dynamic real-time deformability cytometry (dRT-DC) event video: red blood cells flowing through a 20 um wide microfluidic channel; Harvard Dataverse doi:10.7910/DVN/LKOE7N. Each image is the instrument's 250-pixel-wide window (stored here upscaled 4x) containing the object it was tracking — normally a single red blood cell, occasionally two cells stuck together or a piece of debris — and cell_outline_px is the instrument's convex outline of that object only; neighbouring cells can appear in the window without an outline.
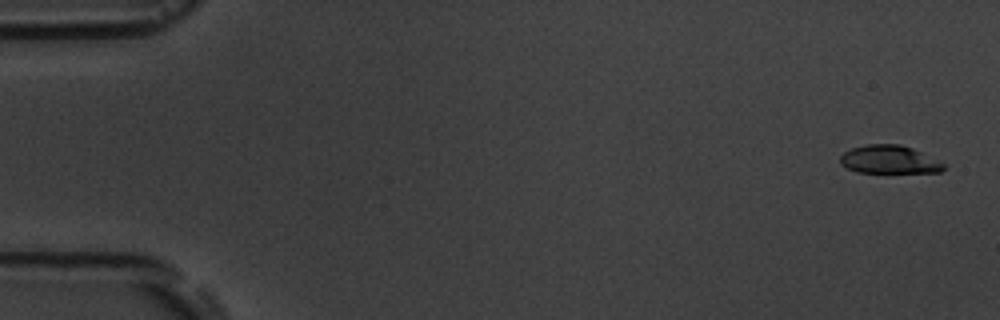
{"species": "common noctule bat (a hibernating species)", "species_latin": "Nyctalus noctula", "temperature_condition": "room temperature", "stored_images_in_passage": 10, "camera_frame_rate_fps": 3000, "um_per_image_px": 0.085, "animal": {"sex": "male", "body_mass_g": 19.5, "forearm_length_mm": 54.6}, "frame": {"image": 1, "passage_image": 1, "time_ms": 0.0, "image_size_px": [1000, 320], "cell_outline_px": [[944, 168], [940, 172], [856, 172], [840, 164], [840, 156], [844, 152], [852, 148], [868, 144], [900, 144], [912, 148], [940, 160], [944, 164]], "centroid_in_image_um": [75.59, 13.56], "position_along_channel_um": 9.4, "area_um2": 16.94}}
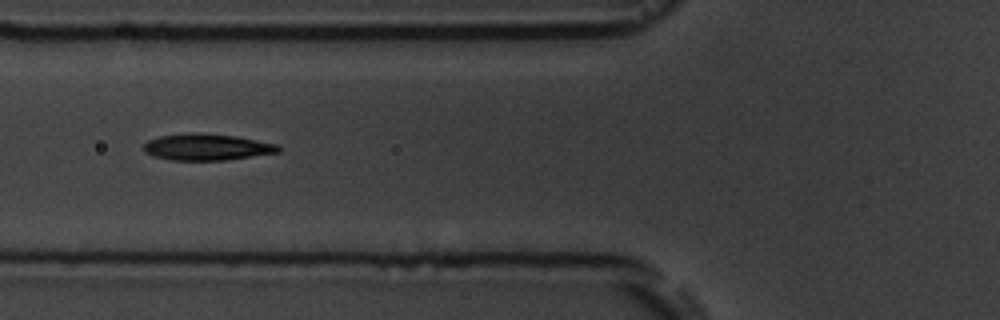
{"frame": {"image": 2, "passage_image": 7, "time_ms": 6.667, "image_size_px": [1000, 320], "cell_outline_px": [[280, 152], [228, 160], [172, 160], [152, 156], [144, 152], [144, 144], [148, 140], [160, 136], [188, 132], [200, 132], [236, 136], [280, 144]], "centroid_in_image_um": [17.6, 12.49], "position_along_channel_um": 108.2, "area_um2": 21.1}}
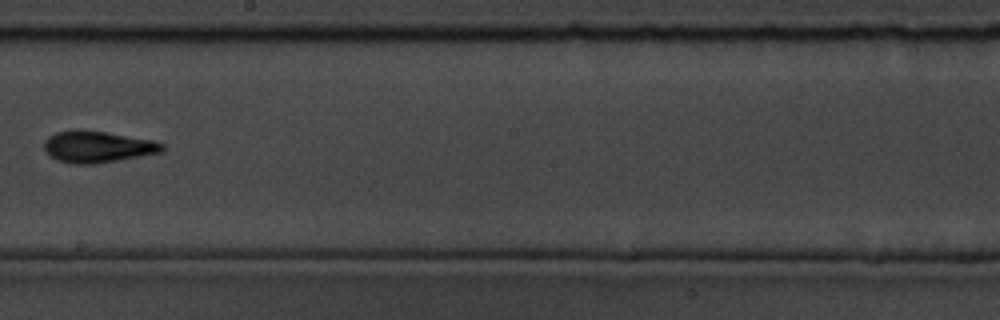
{"frame": {"image": 3, "passage_image": 10, "time_ms": 10.333, "image_size_px": [1000, 320], "cell_outline_px": [[164, 148], [160, 152], [116, 160], [92, 164], [76, 164], [56, 160], [44, 148], [44, 140], [48, 136], [56, 132], [76, 128], [80, 128], [152, 140], [164, 144]], "centroid_in_image_um": [8.23, 12.45], "position_along_channel_um": 240.0, "area_um2": 21.5}}